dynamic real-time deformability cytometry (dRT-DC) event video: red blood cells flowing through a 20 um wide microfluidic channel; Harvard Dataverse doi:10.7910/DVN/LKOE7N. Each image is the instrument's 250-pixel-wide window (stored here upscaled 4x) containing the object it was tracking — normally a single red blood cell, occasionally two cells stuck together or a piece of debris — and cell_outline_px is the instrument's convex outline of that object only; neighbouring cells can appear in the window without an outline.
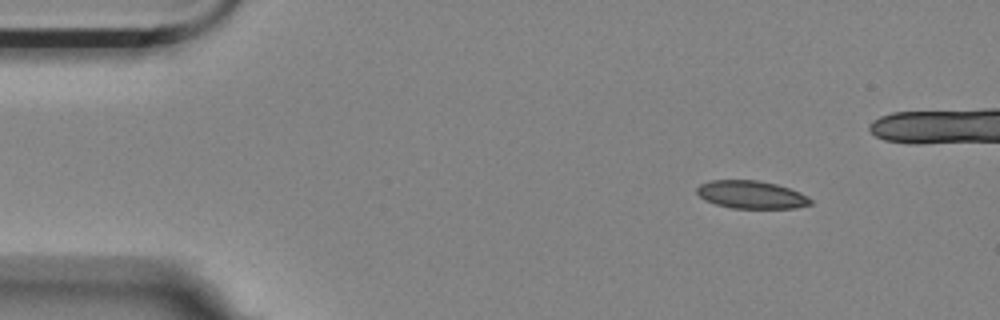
{"species": "Egyptian fruit bat (a non-hibernating species)", "species_latin": "Rousettus aegyptiacus", "temperature_condition": "room temperature", "stored_images_in_passage": 6, "camera_frame_rate_fps": 3000, "um_per_image_px": 0.085, "animal": {"sex": "female"}, "frame": {"image": 1, "passage_image": 1, "time_ms": 0.0, "image_size_px": [1000, 320], "cell_outline_px": [[812, 204], [796, 208], [732, 208], [716, 204], [704, 200], [696, 192], [696, 188], [700, 184], [712, 180], [760, 180], [776, 184], [800, 192], [808, 196], [812, 200]], "centroid_in_image_um": [63.87, 16.54], "position_along_channel_um": 21.1, "area_um2": 18.5}}
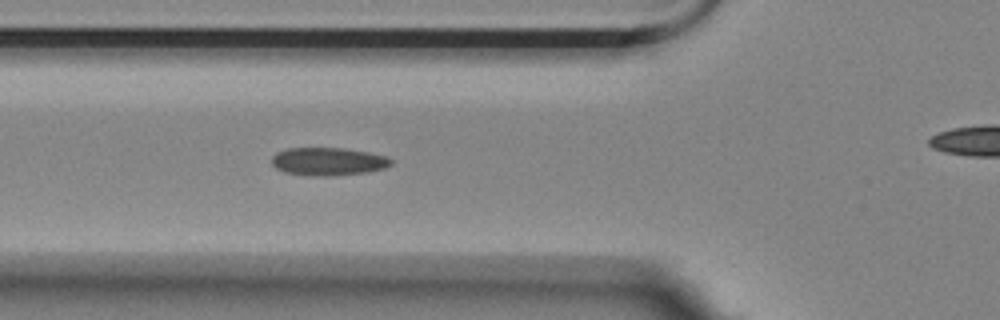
{"frame": {"image": 2, "passage_image": 5, "time_ms": 1.333, "image_size_px": [1000, 320], "cell_outline_px": [[392, 164], [384, 168], [368, 172], [332, 176], [312, 176], [284, 172], [276, 168], [272, 164], [272, 156], [276, 152], [288, 148], [344, 148], [368, 152], [388, 156], [392, 160]], "centroid_in_image_um": [27.9, 13.73], "position_along_channel_um": 97.9, "area_um2": 19.59}}